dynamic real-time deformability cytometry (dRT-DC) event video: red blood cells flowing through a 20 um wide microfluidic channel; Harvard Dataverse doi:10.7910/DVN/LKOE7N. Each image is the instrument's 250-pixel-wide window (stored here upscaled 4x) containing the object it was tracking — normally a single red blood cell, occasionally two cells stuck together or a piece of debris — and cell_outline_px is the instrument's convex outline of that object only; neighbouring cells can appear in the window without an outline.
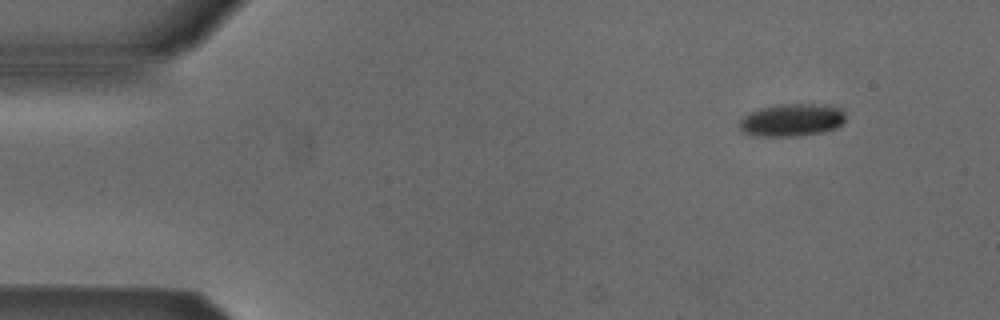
{"species": "Egyptian fruit bat (a non-hibernating species)", "species_latin": "Rousettus aegyptiacus", "temperature_condition": "cold", "stored_images_in_passage": 7, "camera_frame_rate_fps": 3000, "um_per_image_px": 0.085, "animal": {"sex": "male"}, "frame": {"image": 1, "passage_image": 1, "time_ms": 0.0, "image_size_px": [1000, 320], "cell_outline_px": [[844, 120], [836, 128], [824, 132], [796, 136], [756, 136], [744, 132], [740, 128], [740, 120], [748, 112], [760, 108], [776, 104], [828, 104], [840, 108], [844, 112]], "centroid_in_image_um": [67.31, 10.19], "position_along_channel_um": 17.7, "area_um2": 20.29}}
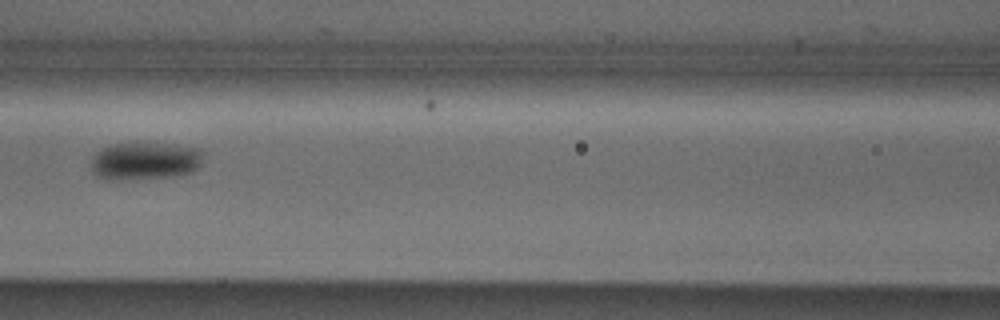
{"frame": {"image": 2, "passage_image": 6, "time_ms": 6.0, "image_size_px": [1000, 320], "cell_outline_px": [[204, 152], [200, 164], [192, 172], [172, 176], [120, 180], [108, 180], [96, 176], [92, 172], [92, 160], [96, 152], [100, 148], [108, 144], [136, 140], [176, 144], [200, 148]], "centroid_in_image_um": [12.3, 13.62], "position_along_channel_um": 154.3, "area_um2": 25.66}}